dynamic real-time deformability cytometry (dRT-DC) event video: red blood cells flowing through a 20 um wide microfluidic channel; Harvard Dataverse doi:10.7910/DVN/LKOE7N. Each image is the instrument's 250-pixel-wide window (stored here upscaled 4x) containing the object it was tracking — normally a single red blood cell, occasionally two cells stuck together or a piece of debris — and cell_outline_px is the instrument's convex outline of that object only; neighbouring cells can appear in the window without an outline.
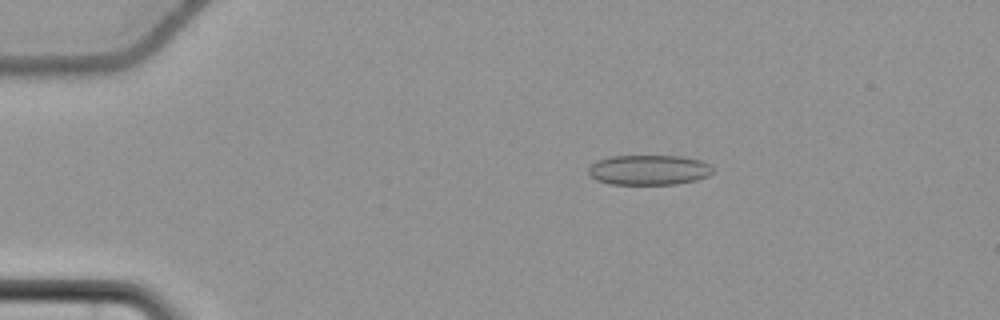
{"species": "common noctule bat (a hibernating species)", "species_latin": "Nyctalus noctula", "temperature_condition": "cold", "stored_images_in_passage": 58, "camera_frame_rate_fps": 3000, "um_per_image_px": 0.085, "animal": {"sex": "female", "body_mass_g": 22.7, "forearm_length_mm": 54.2}, "frame": {"image": 1, "passage_image": 12, "time_ms": 3.667, "image_size_px": [1000, 320], "cell_outline_px": [[712, 172], [708, 176], [696, 180], [676, 184], [612, 184], [596, 180], [588, 172], [588, 168], [596, 160], [612, 156], [680, 156], [700, 160], [708, 164], [712, 168]], "centroid_in_image_um": [55.14, 14.44], "position_along_channel_um": 29.9, "area_um2": 21.68}}
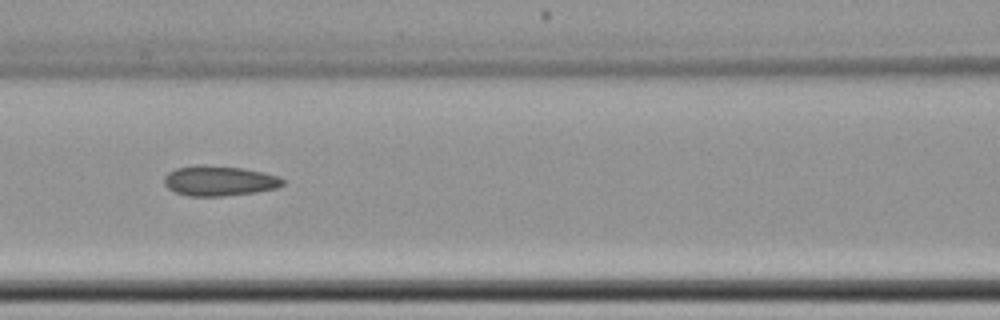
{"frame": {"image": 2, "passage_image": 27, "time_ms": 8.667, "image_size_px": [1000, 320], "cell_outline_px": [[284, 184], [276, 188], [256, 192], [224, 196], [188, 196], [176, 192], [168, 188], [164, 184], [164, 176], [168, 172], [176, 168], [196, 164], [204, 164], [244, 168], [264, 172], [280, 176], [284, 180]], "centroid_in_image_um": [18.63, 15.35], "position_along_channel_um": 148.0, "area_um2": 21.1}}
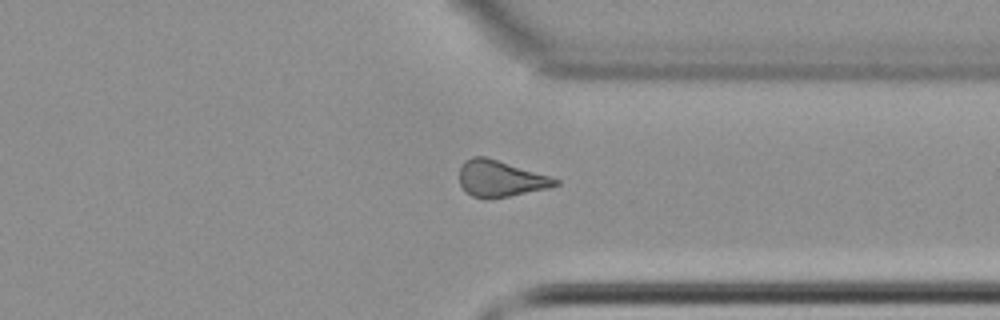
{"frame": {"image": 3, "passage_image": 45, "time_ms": 14.667, "image_size_px": [1000, 320], "cell_outline_px": [[560, 184], [548, 188], [508, 196], [472, 196], [460, 184], [460, 168], [464, 160], [472, 156], [484, 156], [548, 176], [560, 180]], "centroid_in_image_um": [42.53, 15.15], "position_along_channel_um": 368.9, "area_um2": 19.48}, "authors_computed_cell_mechanics": {"area_um2": 21.0681, "velocity_mm_per_s": 3.6799, "shape_relaxation_time_tau1_ms": null, "shape_relaxation_time_tau2_ms": 4.1758, "deformation_change_tau1": null, "deformation_change_tau2": 0.1347}}